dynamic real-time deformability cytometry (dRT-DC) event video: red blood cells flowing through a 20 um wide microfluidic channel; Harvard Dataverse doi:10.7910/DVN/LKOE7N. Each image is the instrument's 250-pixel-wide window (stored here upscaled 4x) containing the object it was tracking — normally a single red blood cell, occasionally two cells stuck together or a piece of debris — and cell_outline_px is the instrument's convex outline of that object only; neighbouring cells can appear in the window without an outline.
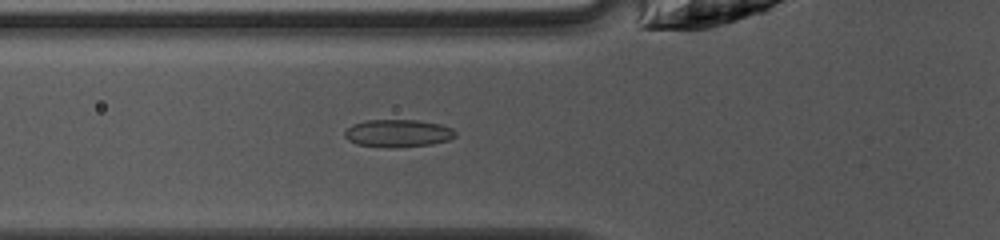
{"species": "common noctule bat (a hibernating species)", "species_latin": "Nyctalus noctula", "temperature_condition": "warm", "stored_images_in_passage": 33, "camera_frame_rate_fps": 3000, "um_per_image_px": 0.085, "animal": {"sex": "female", "body_mass_g": 10.0, "forearm_length_mm": 53.1}, "frame": {"image": 1, "passage_image": 3, "time_ms": 0.667, "image_size_px": [1000, 240], "cell_outline_px": [[456, 136], [448, 140], [432, 144], [356, 144], [348, 140], [344, 136], [344, 132], [352, 124], [364, 120], [416, 120], [440, 124], [452, 128], [456, 132]], "centroid_in_image_um": [33.84, 11.26], "position_along_channel_um": 92.0, "area_um2": 16.76}}
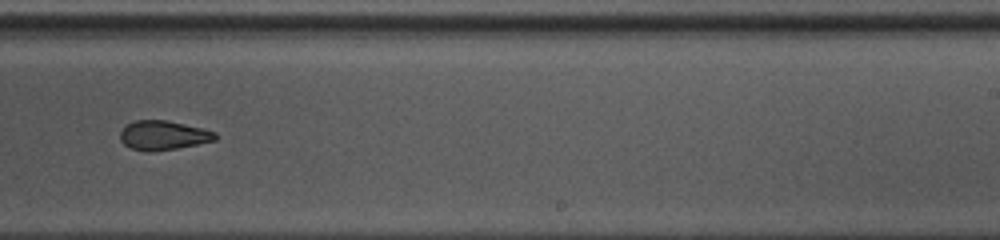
{"frame": {"image": 2, "passage_image": 16, "time_ms": 5.0, "image_size_px": [1000, 240], "cell_outline_px": [[216, 140], [176, 148], [152, 152], [144, 152], [132, 148], [124, 144], [120, 140], [120, 132], [132, 120], [168, 120], [216, 132]], "centroid_in_image_um": [13.84, 11.5], "position_along_channel_um": 275.2, "area_um2": 16.13}}
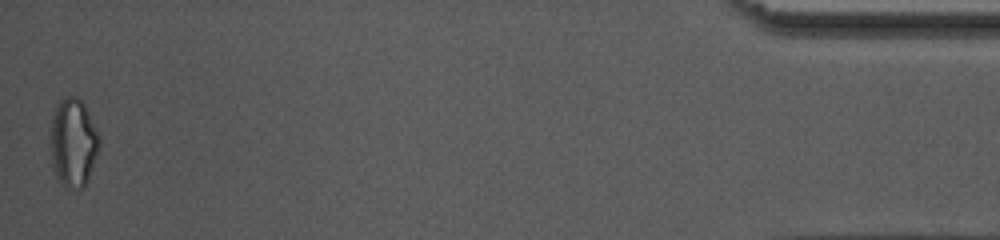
{"frame": {"image": 3, "passage_image": 33, "time_ms": 10.667, "image_size_px": [1000, 240], "cell_outline_px": [[100, 148], [88, 180], [84, 188], [64, 188], [56, 172], [48, 148], [48, 124], [56, 104], [64, 96], [76, 96], [84, 104], [100, 136]], "centroid_in_image_um": [6.19, 12.09], "position_along_channel_um": 429.0, "area_um2": 26.01}, "authors_computed_cell_mechanics": {"area_um2": 17.1088, "velocity_mm_per_s": 4.2002, "shape_relaxation_time_tau1_ms": 3.2801, "shape_relaxation_time_tau2_ms": 1.8966, "deformation_change_tau1": 0.1228, "deformation_change_tau2": 0.0811}}